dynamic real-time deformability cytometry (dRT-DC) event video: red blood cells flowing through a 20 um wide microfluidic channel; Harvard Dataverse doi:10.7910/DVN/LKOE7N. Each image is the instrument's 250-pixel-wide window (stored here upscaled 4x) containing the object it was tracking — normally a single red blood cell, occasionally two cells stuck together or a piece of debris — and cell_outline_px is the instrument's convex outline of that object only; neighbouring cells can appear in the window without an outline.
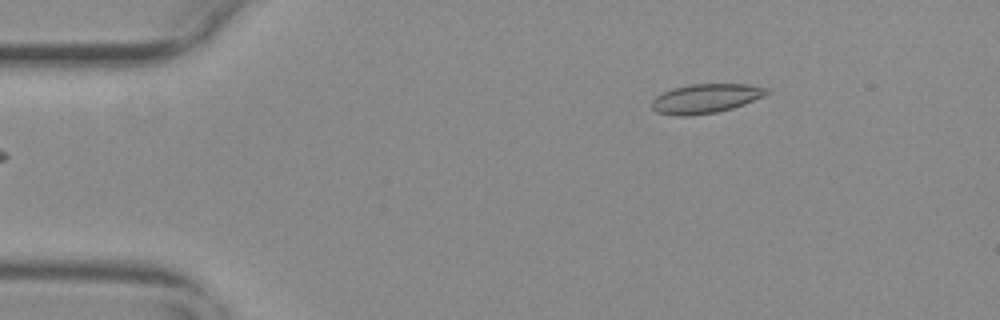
{"species": "common noctule bat (a hibernating species)", "species_latin": "Nyctalus noctula", "temperature_condition": "warm", "stored_images_in_passage": 7, "camera_frame_rate_fps": 3000, "um_per_image_px": 0.085, "animal": {"sex": "female", "body_mass_g": 29.2, "forearm_length_mm": 56.3}, "frame": {"image": 1, "passage_image": 2, "time_ms": 0.333, "image_size_px": [1000, 320], "cell_outline_px": [[768, 92], [764, 96], [744, 104], [732, 108], [716, 112], [692, 116], [676, 116], [656, 112], [652, 108], [652, 100], [656, 96], [672, 88], [692, 84], [748, 84], [768, 88]], "centroid_in_image_um": [59.96, 8.38], "position_along_channel_um": 25.0, "area_um2": 19.59}}